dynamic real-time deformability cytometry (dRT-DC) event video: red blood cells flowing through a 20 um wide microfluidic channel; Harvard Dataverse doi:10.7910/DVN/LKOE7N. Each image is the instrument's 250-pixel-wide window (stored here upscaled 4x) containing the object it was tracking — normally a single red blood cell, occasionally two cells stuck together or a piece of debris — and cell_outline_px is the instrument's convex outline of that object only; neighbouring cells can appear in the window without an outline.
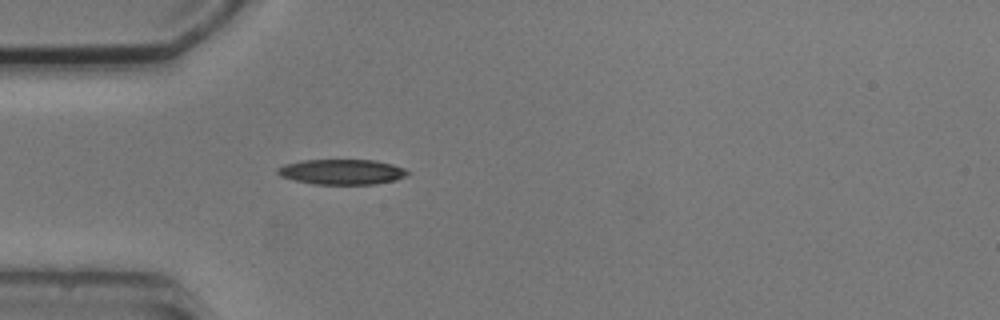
{"species": "common noctule bat (a hibernating species)", "species_latin": "Nyctalus noctula", "temperature_condition": "cold", "stored_images_in_passage": 1, "camera_frame_rate_fps": 3000, "um_per_image_px": 0.085, "animal": {"sex": "male", "body_mass_g": 20.5, "forearm_length_mm": 52.5}, "frame": {"image": 1, "passage_image": 1, "time_ms": 0.0, "image_size_px": [1000, 320], "cell_outline_px": [[408, 172], [404, 176], [396, 180], [376, 184], [312, 184], [280, 176], [276, 172], [276, 168], [284, 164], [300, 160], [376, 160], [392, 164], [404, 168]], "centroid_in_image_um": [29.02, 14.6], "position_along_channel_um": 56.0, "area_um2": 19.13}}